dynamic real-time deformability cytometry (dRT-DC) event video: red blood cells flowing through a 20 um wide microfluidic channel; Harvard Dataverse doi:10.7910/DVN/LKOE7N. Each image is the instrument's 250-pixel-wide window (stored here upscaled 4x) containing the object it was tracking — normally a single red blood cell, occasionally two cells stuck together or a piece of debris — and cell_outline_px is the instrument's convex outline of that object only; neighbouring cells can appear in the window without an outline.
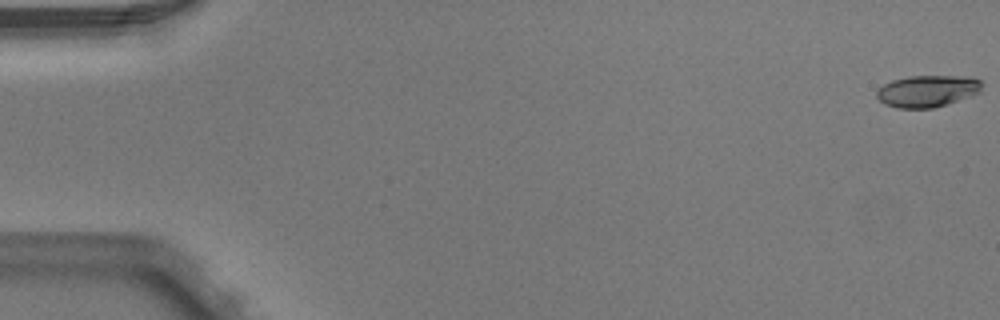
{"species": "Egyptian fruit bat (a non-hibernating species)", "species_latin": "Rousettus aegyptiacus", "temperature_condition": "warm", "stored_images_in_passage": 4, "camera_frame_rate_fps": 3000, "um_per_image_px": 0.085, "animal": {"sex": "male"}, "frame": {"image": 1, "passage_image": 1, "time_ms": 0.0, "image_size_px": [1000, 320], "cell_outline_px": [[984, 84], [980, 92], [972, 96], [948, 104], [932, 108], [896, 108], [884, 104], [876, 96], [876, 92], [884, 84], [892, 80], [908, 76], [972, 76], [980, 80]], "centroid_in_image_um": [78.87, 7.74], "position_along_channel_um": 6.1, "area_um2": 19.77}}